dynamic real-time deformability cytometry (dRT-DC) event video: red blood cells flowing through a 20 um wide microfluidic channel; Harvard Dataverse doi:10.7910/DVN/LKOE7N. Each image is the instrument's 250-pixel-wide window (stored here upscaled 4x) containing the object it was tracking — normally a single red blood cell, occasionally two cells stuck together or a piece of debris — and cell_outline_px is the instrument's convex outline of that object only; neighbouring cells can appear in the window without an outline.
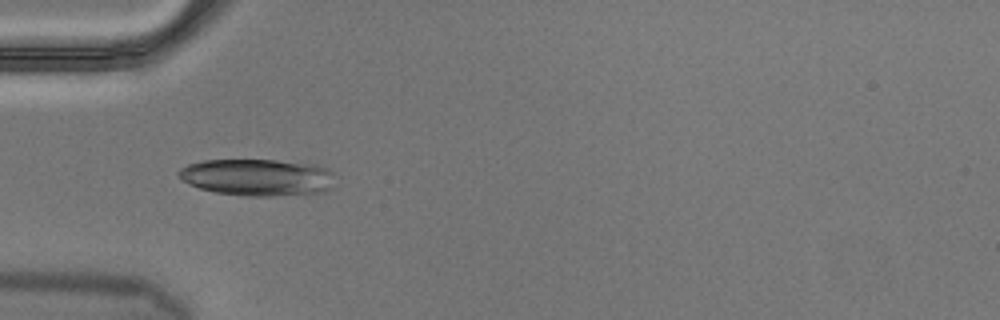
{"species": "Egyptian fruit bat (a non-hibernating species)", "species_latin": "Rousettus aegyptiacus", "temperature_condition": "cold", "stored_images_in_passage": 4, "camera_frame_rate_fps": 3000, "um_per_image_px": 0.085, "animal": {"sex": "male"}, "frame": {"image": 1, "passage_image": 4, "time_ms": 1.0, "image_size_px": [1000, 320], "cell_outline_px": [[332, 172], [328, 188], [324, 192], [276, 196], [244, 196], [216, 192], [200, 188], [180, 180], [176, 172], [180, 168], [188, 164], [204, 160], [276, 160], [316, 164], [328, 168]], "centroid_in_image_um": [21.82, 15.06], "position_along_channel_um": 63.2, "area_um2": 33.58}}